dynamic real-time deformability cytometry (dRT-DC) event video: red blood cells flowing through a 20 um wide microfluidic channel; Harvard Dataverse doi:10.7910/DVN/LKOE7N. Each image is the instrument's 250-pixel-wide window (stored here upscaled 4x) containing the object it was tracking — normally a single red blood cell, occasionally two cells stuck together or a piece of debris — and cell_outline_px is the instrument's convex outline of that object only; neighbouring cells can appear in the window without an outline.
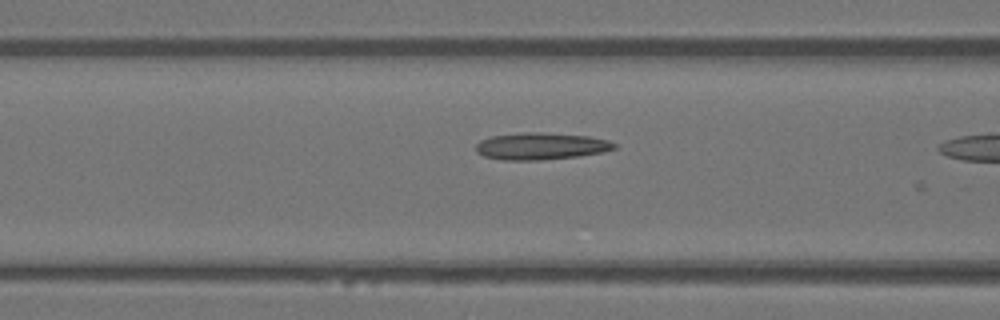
{"species": "Egyptian fruit bat (a non-hibernating species)", "species_latin": "Rousettus aegyptiacus", "temperature_condition": "warm", "stored_images_in_passage": 16, "camera_frame_rate_fps": 3000, "um_per_image_px": 0.085, "animal": {"sex": "female"}, "frame": {"image": 1, "passage_image": 15, "time_ms": 4.667, "image_size_px": [1000, 320], "cell_outline_px": [[616, 148], [604, 152], [576, 156], [540, 160], [504, 160], [484, 156], [476, 152], [476, 144], [480, 140], [492, 136], [524, 132], [544, 132], [588, 136], [608, 140], [616, 144]], "centroid_in_image_um": [45.97, 12.42], "position_along_channel_um": 120.6, "area_um2": 21.73}}